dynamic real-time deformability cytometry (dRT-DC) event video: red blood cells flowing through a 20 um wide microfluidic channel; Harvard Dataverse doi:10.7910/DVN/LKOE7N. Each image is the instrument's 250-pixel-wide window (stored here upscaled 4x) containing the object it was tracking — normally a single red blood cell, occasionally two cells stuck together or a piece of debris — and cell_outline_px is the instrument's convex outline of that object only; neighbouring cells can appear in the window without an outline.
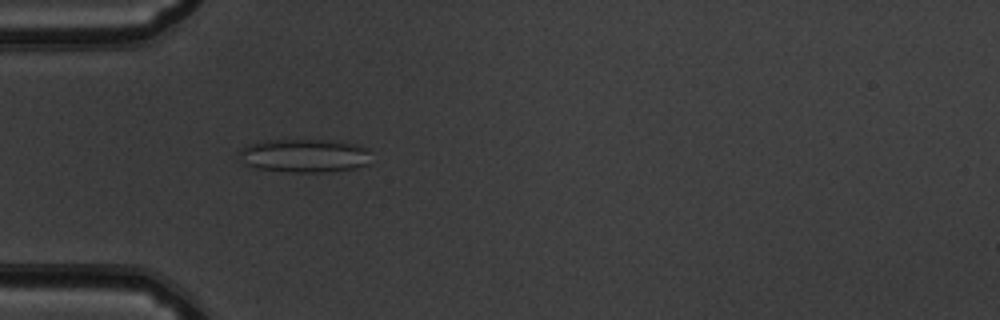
{"species": "common noctule bat (a hibernating species)", "species_latin": "Nyctalus noctula", "temperature_condition": "warm", "stored_images_in_passage": 39, "camera_frame_rate_fps": 3000, "um_per_image_px": 0.085, "animal": {"sex": "male", "body_mass_g": 19.5, "forearm_length_mm": 54.6}, "frame": {"image": 1, "passage_image": 3, "time_ms": 0.667, "image_size_px": [1000, 320], "cell_outline_px": [[368, 164], [352, 168], [324, 172], [292, 172], [256, 168], [244, 164], [240, 152], [240, 148], [248, 144], [264, 140], [340, 140], [356, 144], [368, 148]], "centroid_in_image_um": [25.87, 13.21], "position_along_channel_um": 59.1, "area_um2": 25.72}}
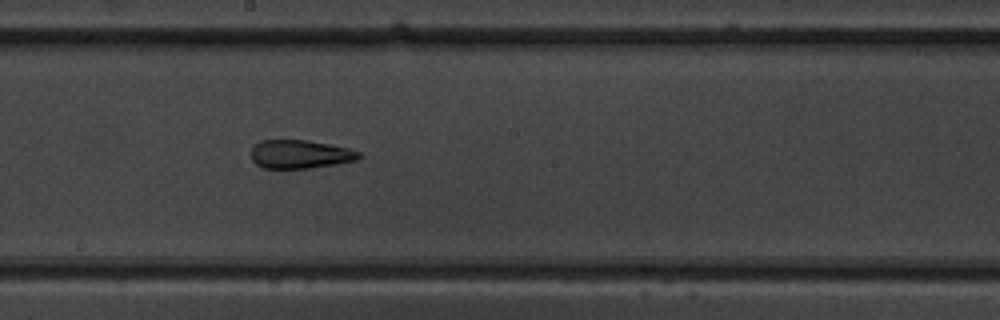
{"frame": {"image": 2, "passage_image": 16, "time_ms": 5.0, "image_size_px": [1000, 320], "cell_outline_px": [[364, 156], [356, 160], [336, 164], [308, 168], [264, 168], [256, 164], [252, 160], [252, 148], [260, 140], [304, 140], [328, 144], [348, 148], [360, 152]], "centroid_in_image_um": [25.52, 13.11], "position_along_channel_um": 222.7, "area_um2": 17.8}}
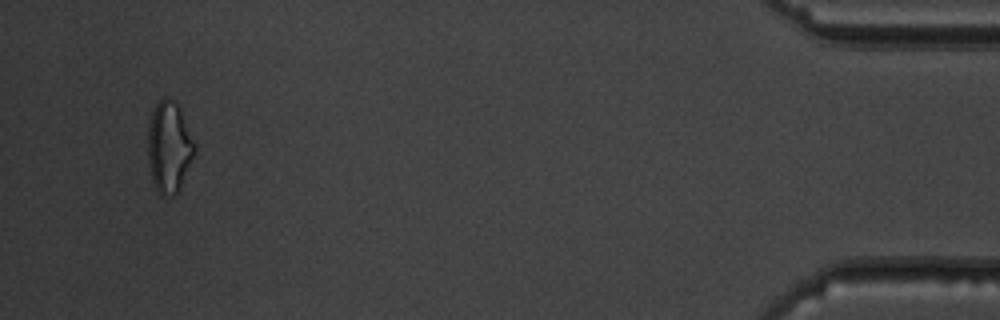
{"frame": {"image": 3, "passage_image": 37, "time_ms": 12.0, "image_size_px": [1000, 320], "cell_outline_px": [[196, 148], [180, 188], [172, 196], [160, 196], [152, 180], [148, 160], [148, 128], [152, 112], [156, 104], [164, 96], [168, 96], [176, 100], [180, 104], [196, 144]], "centroid_in_image_um": [14.39, 12.43], "position_along_channel_um": 420.8, "area_um2": 25.2}, "authors_computed_cell_mechanics": {"area_um2": 19.4208, "velocity_mm_per_s": 3.8869, "shape_relaxation_time_tau1_ms": null, "shape_relaxation_time_tau2_ms": 1.9586, "deformation_change_tau1": null, "deformation_change_tau2": 0.1316}}